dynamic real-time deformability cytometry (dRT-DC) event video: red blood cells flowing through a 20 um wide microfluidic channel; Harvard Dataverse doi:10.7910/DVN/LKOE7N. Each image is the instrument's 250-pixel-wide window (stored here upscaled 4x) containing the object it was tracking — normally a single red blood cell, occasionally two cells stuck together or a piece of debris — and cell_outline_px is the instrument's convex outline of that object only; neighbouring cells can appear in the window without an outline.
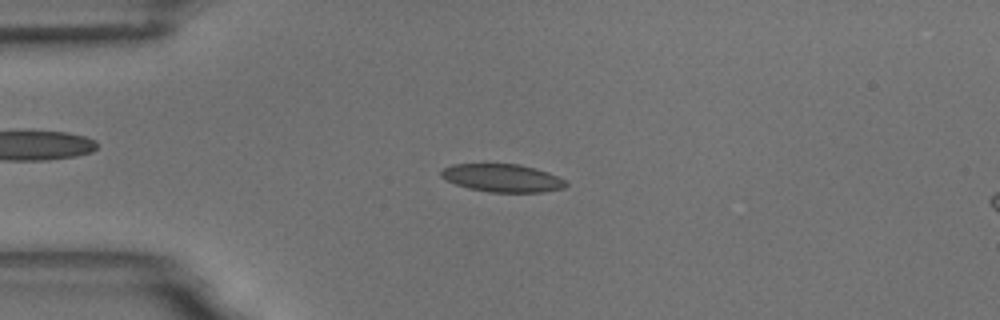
{"species": "common noctule bat (a hibernating species)", "species_latin": "Nyctalus noctula", "temperature_condition": "room temperature", "stored_images_in_passage": 51, "camera_frame_rate_fps": 3000, "um_per_image_px": 0.085, "animal": {"sex": "male", "body_mass_g": 18.8}, "frame": {"image": 1, "passage_image": 10, "time_ms": 3.0, "image_size_px": [1000, 320], "cell_outline_px": [[568, 184], [564, 188], [544, 192], [488, 192], [468, 188], [456, 184], [440, 176], [440, 172], [444, 168], [452, 164], [520, 164], [548, 172], [564, 180]], "centroid_in_image_um": [42.7, 15.13], "position_along_channel_um": 42.3, "area_um2": 20.23}}
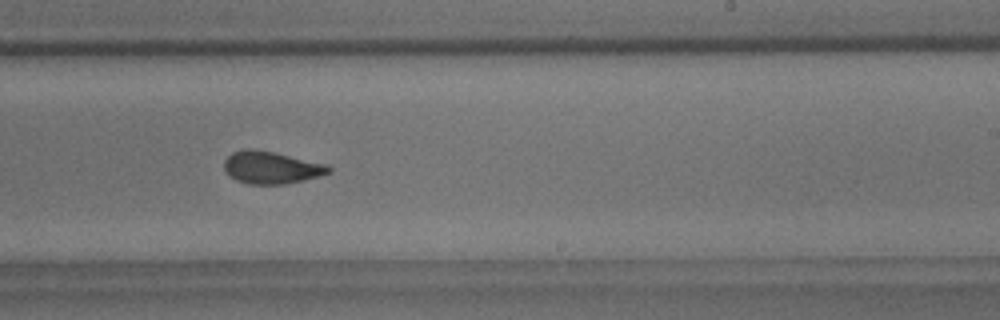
{"frame": {"image": 2, "passage_image": 30, "time_ms": 9.667, "image_size_px": [1000, 320], "cell_outline_px": [[332, 172], [284, 184], [248, 184], [236, 180], [228, 176], [224, 168], [224, 160], [232, 152], [244, 148], [252, 148], [272, 152], [328, 164], [332, 168]], "centroid_in_image_um": [23.01, 14.23], "position_along_channel_um": 266.0, "area_um2": 19.65}}
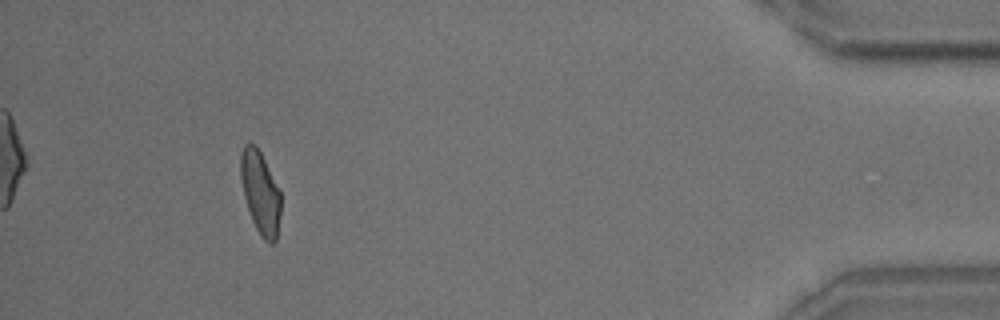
{"frame": {"image": 3, "passage_image": 47, "time_ms": 15.333, "image_size_px": [1000, 320], "cell_outline_px": [[280, 216], [276, 240], [272, 244], [268, 244], [260, 236], [252, 220], [244, 196], [240, 176], [240, 156], [244, 144], [256, 144], [280, 192]], "centroid_in_image_um": [22.12, 16.4], "position_along_channel_um": 413.1, "area_um2": 19.13}, "authors_computed_cell_mechanics": {"area_um2": 19.9988, "velocity_mm_per_s": 3.6832, "shape_relaxation_time_tau1_ms": 4.7304, "shape_relaxation_time_tau2_ms": 1.6894, "deformation_change_tau1": 0.1239, "deformation_change_tau2": 0.0766}}